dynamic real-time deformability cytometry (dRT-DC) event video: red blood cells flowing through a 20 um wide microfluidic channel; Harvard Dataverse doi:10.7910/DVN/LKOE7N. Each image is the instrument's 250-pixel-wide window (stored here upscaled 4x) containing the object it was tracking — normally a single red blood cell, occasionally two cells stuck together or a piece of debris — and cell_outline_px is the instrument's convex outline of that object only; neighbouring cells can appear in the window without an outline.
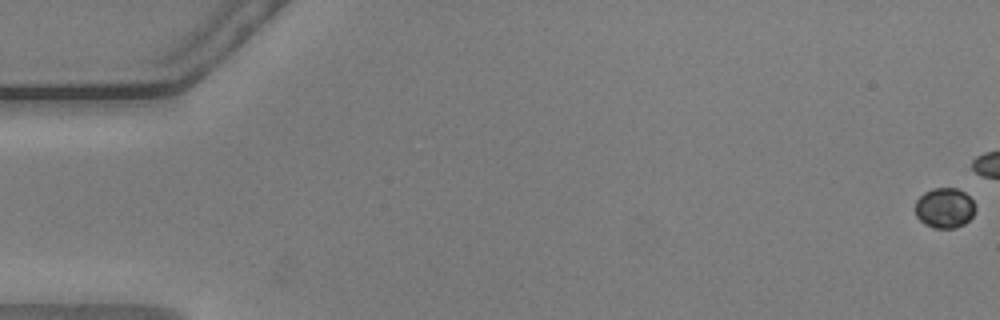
{"species": "common noctule bat (a hibernating species)", "species_latin": "Nyctalus noctula", "temperature_condition": "warm", "stored_images_in_passage": 32, "camera_frame_rate_fps": 3000, "um_per_image_px": 0.085, "animal": {"sex": "male", "body_mass_g": 20.5, "forearm_length_mm": 52.5}, "frame": {"image": 1, "passage_image": 1, "time_ms": 0.0, "image_size_px": [1000, 320], "cell_outline_px": [[976, 208], [972, 216], [964, 224], [956, 228], [932, 228], [924, 224], [916, 216], [916, 200], [924, 192], [932, 188], [956, 188], [964, 192], [976, 204]], "centroid_in_image_um": [80.29, 17.68], "position_along_channel_um": 4.7, "area_um2": 14.16}}